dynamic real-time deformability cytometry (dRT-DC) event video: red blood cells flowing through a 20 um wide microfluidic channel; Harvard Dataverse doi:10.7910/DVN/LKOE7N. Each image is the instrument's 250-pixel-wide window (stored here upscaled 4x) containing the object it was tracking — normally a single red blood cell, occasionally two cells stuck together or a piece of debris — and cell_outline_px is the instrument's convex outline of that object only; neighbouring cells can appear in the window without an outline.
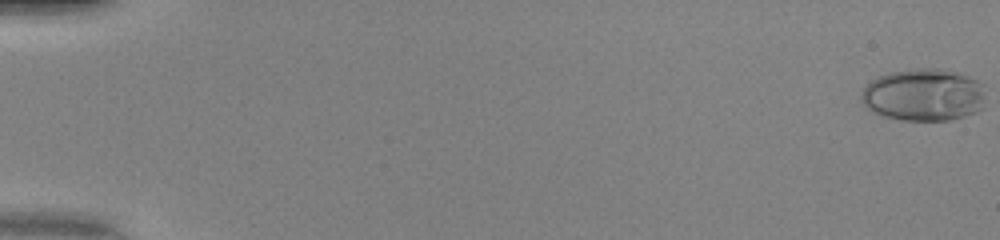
{"species": "human", "species_latin": "Homo sapiens", "temperature_condition": "warm", "stored_images_in_passage": 51, "camera_frame_rate_fps": 3000, "um_per_image_px": 0.085, "donor": {"sex": "female"}, "frame": {"image": 1, "passage_image": 1, "time_ms": 0.0, "image_size_px": [1000, 240], "cell_outline_px": [[984, 108], [976, 112], [952, 120], [900, 120], [884, 116], [872, 112], [860, 100], [860, 92], [872, 80], [888, 72], [916, 68], [940, 68], [960, 72], [984, 84]], "centroid_in_image_um": [78.53, 8.06], "position_along_channel_um": 6.5, "area_um2": 38.44}}
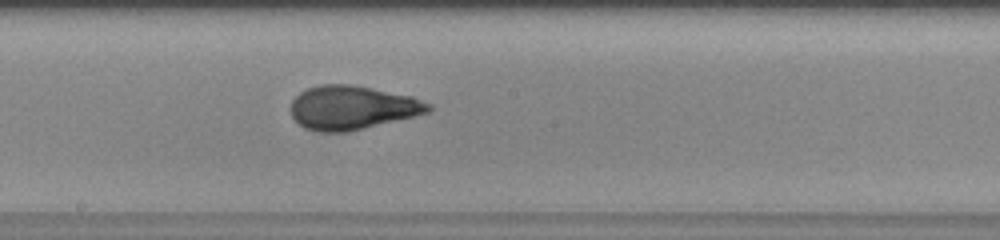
{"frame": {"image": 2, "passage_image": 30, "time_ms": 9.667, "image_size_px": [1000, 240], "cell_outline_px": [[432, 108], [428, 112], [412, 116], [344, 132], [320, 132], [304, 128], [292, 116], [288, 108], [292, 100], [300, 92], [308, 88], [324, 84], [352, 84], [412, 96], [432, 104]], "centroid_in_image_um": [29.89, 9.13], "position_along_channel_um": 218.3, "area_um2": 34.85}}
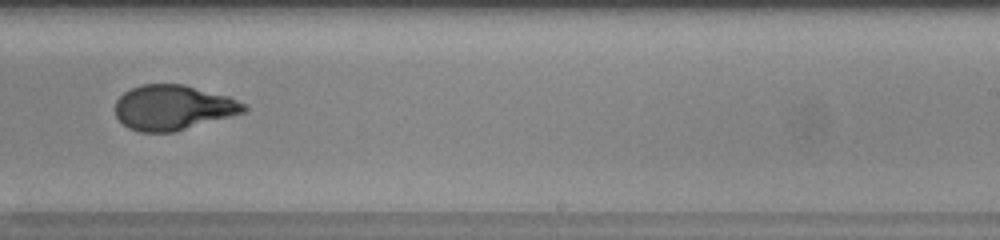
{"frame": {"image": 3, "passage_image": 34, "time_ms": 11.0, "image_size_px": [1000, 240], "cell_outline_px": [[248, 108], [244, 112], [172, 132], [140, 132], [128, 128], [116, 116], [116, 100], [124, 92], [132, 88], [144, 84], [184, 84], [228, 96], [248, 104]], "centroid_in_image_um": [14.71, 9.13], "position_along_channel_um": 274.3, "area_um2": 33.47}, "authors_computed_cell_mechanics": {"area_um2": 34.6222, "velocity_mm_per_s": 4.2176, "shape_relaxation_time_tau1_ms": 8.277, "shape_relaxation_time_tau2_ms": 0.7026, "deformation_change_tau1": 0.3362, "deformation_change_tau2": 0.0645}}